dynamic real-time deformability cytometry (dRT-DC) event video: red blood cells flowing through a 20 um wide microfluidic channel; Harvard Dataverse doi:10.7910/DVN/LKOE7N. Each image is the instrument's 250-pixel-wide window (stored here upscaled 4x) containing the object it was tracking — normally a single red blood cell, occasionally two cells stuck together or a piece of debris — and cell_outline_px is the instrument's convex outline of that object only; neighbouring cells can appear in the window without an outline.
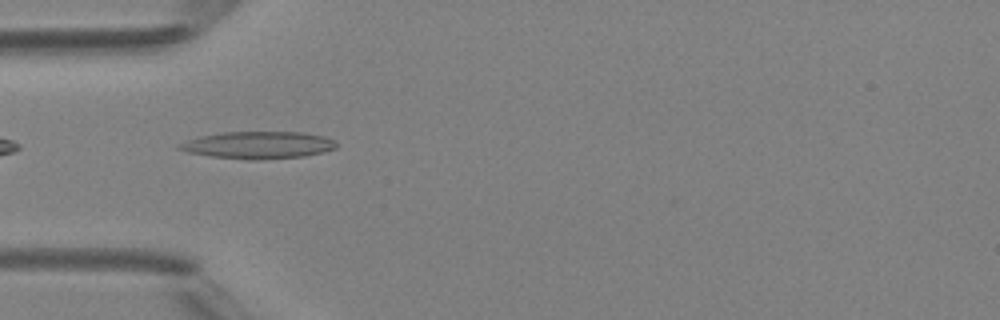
{"species": "Egyptian fruit bat (a non-hibernating species)", "species_latin": "Rousettus aegyptiacus", "temperature_condition": "room temperature", "stored_images_in_passage": 2, "camera_frame_rate_fps": 3000, "um_per_image_px": 0.085, "animal": {"sex": "female"}, "frame": {"image": 1, "passage_image": 2, "time_ms": 1.0, "image_size_px": [1000, 320], "cell_outline_px": [[336, 148], [324, 152], [304, 156], [256, 160], [248, 160], [212, 156], [188, 152], [176, 148], [176, 144], [200, 136], [220, 132], [304, 132], [324, 136], [336, 140]], "centroid_in_image_um": [21.96, 12.32], "position_along_channel_um": 63.0, "area_um2": 25.03}}